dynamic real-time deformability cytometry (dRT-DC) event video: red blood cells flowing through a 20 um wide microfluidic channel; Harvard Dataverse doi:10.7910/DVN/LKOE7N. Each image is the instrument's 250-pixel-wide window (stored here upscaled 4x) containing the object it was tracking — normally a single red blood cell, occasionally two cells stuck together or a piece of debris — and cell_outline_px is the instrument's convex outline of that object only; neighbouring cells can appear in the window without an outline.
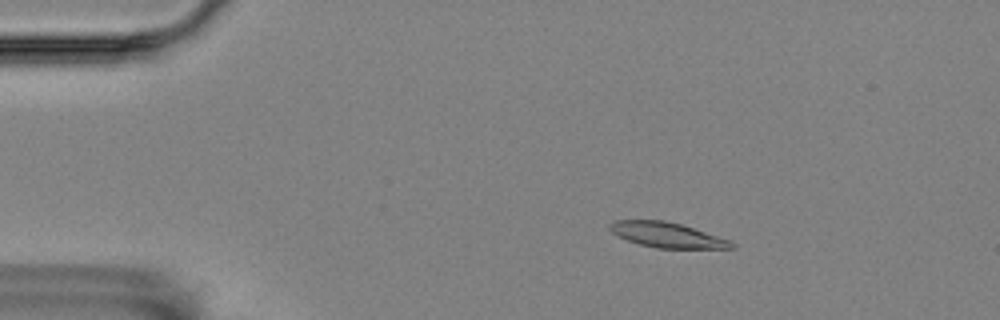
{"species": "Egyptian fruit bat (a non-hibernating species)", "species_latin": "Rousettus aegyptiacus", "temperature_condition": "room temperature", "stored_images_in_passage": 57, "camera_frame_rate_fps": 3000, "um_per_image_px": 0.085, "animal": {"sex": "female"}, "frame": {"image": 1, "passage_image": 10, "time_ms": 3.0, "image_size_px": [1000, 320], "cell_outline_px": [[736, 248], [656, 248], [640, 244], [616, 236], [608, 228], [608, 224], [616, 220], [664, 220], [680, 224], [732, 240], [736, 244]], "centroid_in_image_um": [56.71, 19.97], "position_along_channel_um": 28.3, "area_um2": 17.86}}
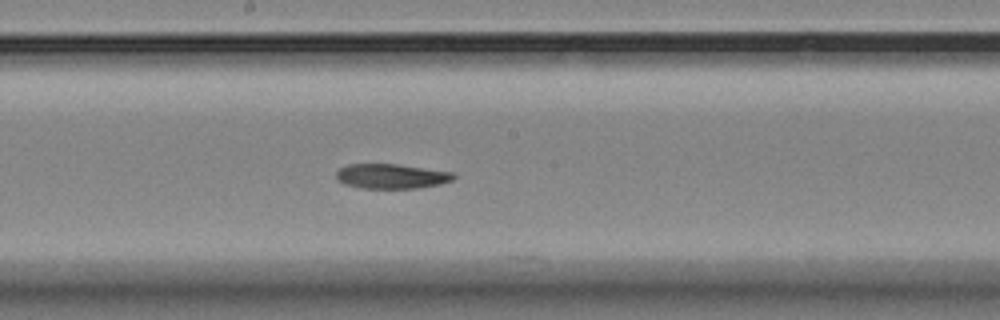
{"frame": {"image": 2, "passage_image": 31, "time_ms": 10.0, "image_size_px": [1000, 320], "cell_outline_px": [[456, 176], [452, 180], [440, 184], [416, 188], [360, 188], [344, 184], [336, 180], [336, 172], [340, 168], [348, 164], [396, 164], [452, 172]], "centroid_in_image_um": [33.23, 14.98], "position_along_channel_um": 215.0, "area_um2": 16.88}}
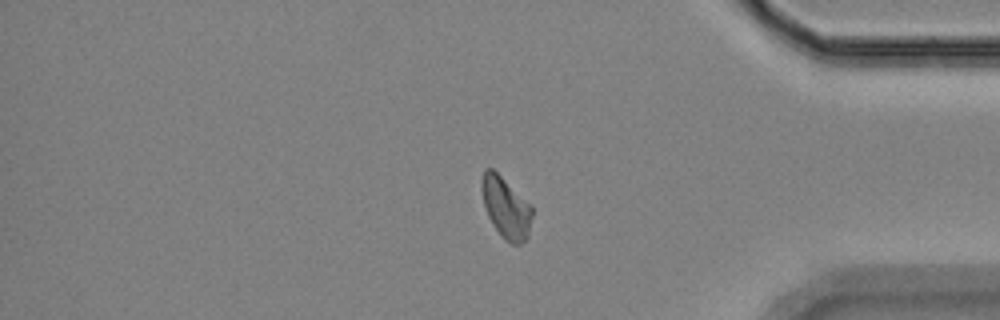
{"frame": {"image": 3, "passage_image": 48, "time_ms": 15.667, "image_size_px": [1000, 320], "cell_outline_px": [[532, 216], [528, 236], [520, 244], [512, 244], [504, 240], [500, 236], [492, 224], [488, 216], [484, 204], [480, 188], [480, 180], [484, 168], [492, 168], [532, 208]], "centroid_in_image_um": [42.95, 17.67], "position_along_channel_um": 392.2, "area_um2": 17.69}}